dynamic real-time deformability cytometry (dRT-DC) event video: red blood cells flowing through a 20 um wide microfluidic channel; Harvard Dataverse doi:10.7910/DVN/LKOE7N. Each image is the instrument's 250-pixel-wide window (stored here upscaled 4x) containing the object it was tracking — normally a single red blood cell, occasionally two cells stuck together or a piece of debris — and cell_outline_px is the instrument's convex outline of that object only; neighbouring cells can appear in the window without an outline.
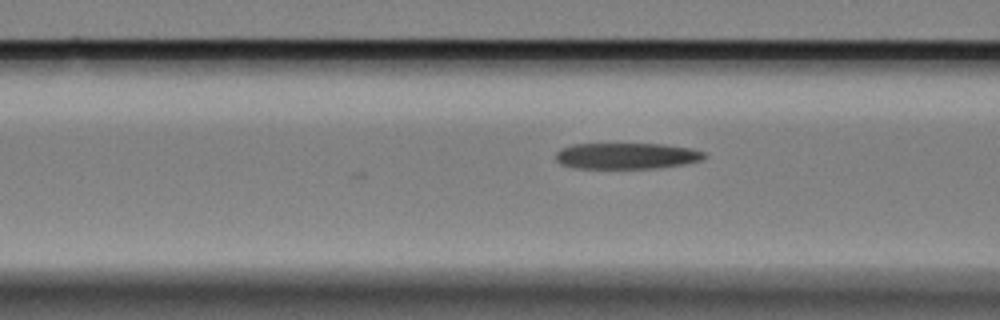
{"species": "Egyptian fruit bat (a non-hibernating species)", "species_latin": "Rousettus aegyptiacus", "temperature_condition": "cold", "stored_images_in_passage": 6, "camera_frame_rate_fps": 3000, "um_per_image_px": 0.085, "animal": {"sex": "female"}, "frame": {"image": 1, "passage_image": 6, "time_ms": 1.667, "image_size_px": [1000, 320], "cell_outline_px": [[708, 156], [700, 160], [684, 164], [656, 168], [576, 168], [560, 164], [556, 160], [556, 152], [560, 148], [572, 144], [660, 144], [692, 148], [704, 152]], "centroid_in_image_um": [53.24, 13.25], "position_along_channel_um": 113.4, "area_um2": 22.66}}